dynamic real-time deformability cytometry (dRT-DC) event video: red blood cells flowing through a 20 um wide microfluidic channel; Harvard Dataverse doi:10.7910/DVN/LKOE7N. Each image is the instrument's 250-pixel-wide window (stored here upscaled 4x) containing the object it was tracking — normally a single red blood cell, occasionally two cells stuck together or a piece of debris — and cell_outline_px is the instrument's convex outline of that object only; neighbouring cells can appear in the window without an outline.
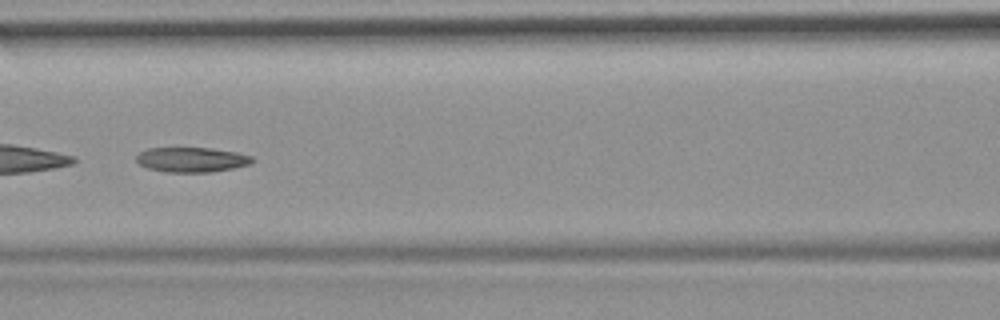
{"species": "common noctule bat (a hibernating species)", "species_latin": "Nyctalus noctula", "temperature_condition": "room temperature", "stored_images_in_passage": 52, "camera_frame_rate_fps": 3000, "um_per_image_px": 0.085, "animal": {"sex": "female", "body_mass_g": 19.9}, "frame": {"image": 1, "passage_image": 23, "time_ms": 7.333, "image_size_px": [1000, 320], "cell_outline_px": [[256, 160], [252, 164], [212, 172], [164, 172], [148, 168], [140, 164], [136, 160], [136, 156], [140, 152], [148, 148], [212, 148], [236, 152], [252, 156]], "centroid_in_image_um": [16.32, 13.57], "position_along_channel_um": 150.3, "area_um2": 16.88}, "authors_computed_cell_mechanics": {"area_um2": 18.0914, "velocity_mm_per_s": 3.722, "shape_relaxation_time_tau1_ms": null, "shape_relaxation_time_tau2_ms": 6.79, "deformation_change_tau1": null, "deformation_change_tau2": 0.1436}}